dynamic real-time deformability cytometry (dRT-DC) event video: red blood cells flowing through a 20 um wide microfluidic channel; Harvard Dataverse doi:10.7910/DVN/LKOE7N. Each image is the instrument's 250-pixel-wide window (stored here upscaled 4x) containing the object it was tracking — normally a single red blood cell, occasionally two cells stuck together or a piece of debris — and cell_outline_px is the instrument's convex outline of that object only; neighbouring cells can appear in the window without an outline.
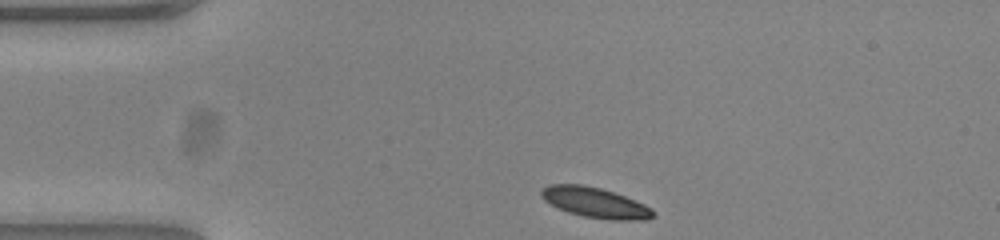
{"species": "common noctule bat (a hibernating species)", "species_latin": "Nyctalus noctula", "temperature_condition": "warm", "stored_images_in_passage": 35, "camera_frame_rate_fps": 3000, "um_per_image_px": 0.085, "animal": {"sex": "female", "body_mass_g": 23.0, "forearm_length_mm": 53.4}, "frame": {"image": 1, "passage_image": 1, "time_ms": 0.0, "image_size_px": [1000, 240], "cell_outline_px": [[656, 216], [648, 220], [612, 220], [584, 216], [568, 212], [544, 200], [540, 196], [540, 192], [548, 184], [580, 184], [600, 188], [624, 196], [644, 204], [652, 208], [656, 212]], "centroid_in_image_um": [50.63, 17.23], "position_along_channel_um": 34.4, "area_um2": 19.65}}
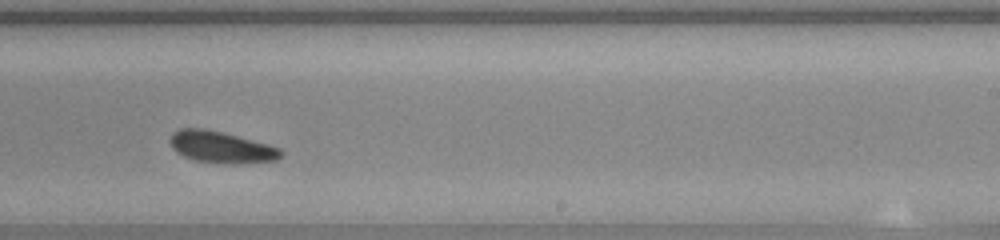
{"frame": {"image": 2, "passage_image": 23, "time_ms": 7.333, "image_size_px": [1000, 240], "cell_outline_px": [[284, 152], [276, 160], [232, 164], [224, 164], [196, 160], [184, 156], [176, 152], [172, 148], [168, 140], [180, 128], [200, 128], [220, 132], [268, 144], [280, 148]], "centroid_in_image_um": [18.79, 12.52], "position_along_channel_um": 270.2, "area_um2": 20.11}}
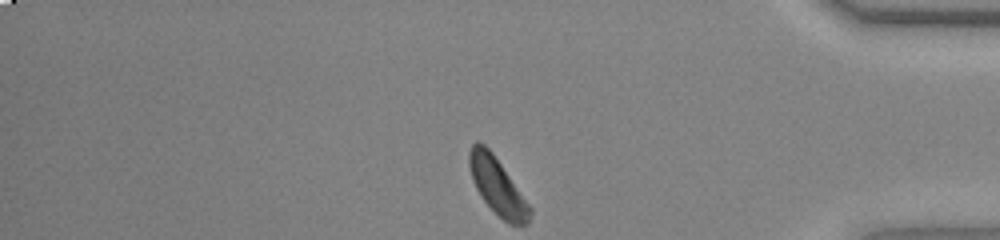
{"frame": {"image": 3, "passage_image": 35, "time_ms": 11.333, "image_size_px": [1000, 240], "cell_outline_px": [[532, 212], [528, 224], [508, 224], [484, 200], [476, 188], [472, 180], [468, 164], [468, 152], [472, 144], [476, 140], [484, 144], [492, 152], [532, 208]], "centroid_in_image_um": [42.26, 15.8], "position_along_channel_um": 392.9, "area_um2": 19.77}, "authors_computed_cell_mechanics": {"area_um2": 20.1144, "velocity_mm_per_s": 3.7873, "shape_relaxation_time_tau1_ms": 2.0784, "shape_relaxation_time_tau2_ms": 5.5121, "deformation_change_tau1": 0.0883, "deformation_change_tau2": 0.1095}}